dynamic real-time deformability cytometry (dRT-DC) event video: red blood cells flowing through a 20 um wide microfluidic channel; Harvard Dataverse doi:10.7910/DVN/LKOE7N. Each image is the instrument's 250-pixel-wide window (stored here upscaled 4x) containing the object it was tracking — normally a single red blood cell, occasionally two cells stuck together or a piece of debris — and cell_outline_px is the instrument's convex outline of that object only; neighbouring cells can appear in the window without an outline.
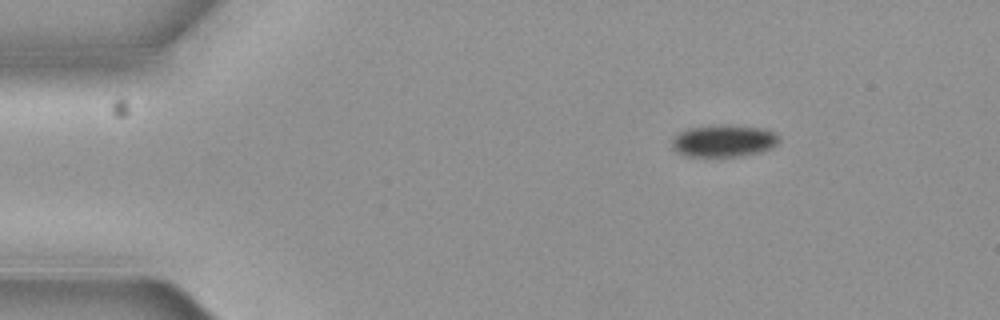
{"species": "common noctule bat (a hibernating species)", "species_latin": "Nyctalus noctula", "temperature_condition": "cold", "stored_images_in_passage": 5, "camera_frame_rate_fps": 3000, "um_per_image_px": 0.085, "animal": {"sex": "female", "body_mass_g": 19.3, "forearm_length_mm": 54.1}, "frame": {"image": 1, "passage_image": 1, "time_ms": 0.0, "image_size_px": [1000, 320], "cell_outline_px": [[780, 140], [772, 148], [756, 152], [736, 156], [688, 156], [676, 152], [672, 148], [672, 140], [680, 132], [688, 128], [764, 128], [780, 136]], "centroid_in_image_um": [61.5, 12.03], "position_along_channel_um": 23.5, "area_um2": 18.79}}
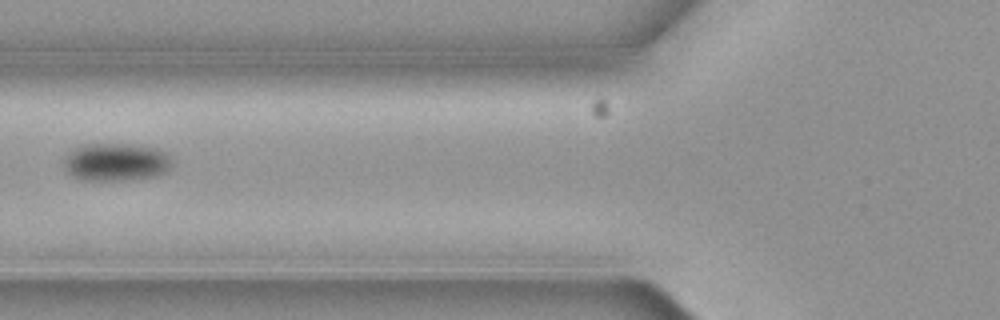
{"frame": {"image": 2, "passage_image": 5, "time_ms": 1.333, "image_size_px": [1000, 320], "cell_outline_px": [[172, 164], [164, 172], [156, 176], [132, 180], [84, 180], [72, 176], [64, 168], [64, 160], [76, 148], [88, 144], [132, 144], [156, 148], [168, 152], [172, 160]], "centroid_in_image_um": [9.92, 13.78], "position_along_channel_um": 115.9, "area_um2": 23.81}}